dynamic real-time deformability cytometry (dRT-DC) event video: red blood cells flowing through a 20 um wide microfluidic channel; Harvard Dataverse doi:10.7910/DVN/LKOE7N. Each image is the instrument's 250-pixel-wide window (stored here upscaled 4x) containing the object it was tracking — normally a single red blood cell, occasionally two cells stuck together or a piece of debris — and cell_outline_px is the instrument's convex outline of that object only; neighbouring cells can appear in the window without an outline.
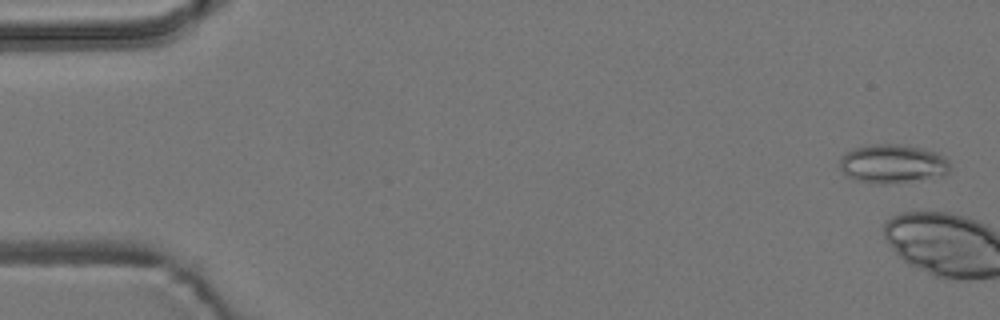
{"species": "common noctule bat (a hibernating species)", "species_latin": "Nyctalus noctula", "temperature_condition": "room temperature", "stored_images_in_passage": 4, "camera_frame_rate_fps": 3000, "um_per_image_px": 0.085, "animal": {"sex": "male", "body_mass_g": 19.2, "forearm_length_mm": 51.8}, "frame": {"image": 1, "passage_image": 2, "time_ms": 0.333, "image_size_px": [1000, 320], "cell_outline_px": [[948, 172], [908, 180], [884, 184], [880, 184], [856, 180], [848, 176], [840, 168], [840, 156], [844, 152], [852, 148], [876, 144], [896, 144], [920, 148], [936, 152], [944, 156], [948, 160]], "centroid_in_image_um": [75.77, 13.88], "position_along_channel_um": 9.2, "area_um2": 24.16}}